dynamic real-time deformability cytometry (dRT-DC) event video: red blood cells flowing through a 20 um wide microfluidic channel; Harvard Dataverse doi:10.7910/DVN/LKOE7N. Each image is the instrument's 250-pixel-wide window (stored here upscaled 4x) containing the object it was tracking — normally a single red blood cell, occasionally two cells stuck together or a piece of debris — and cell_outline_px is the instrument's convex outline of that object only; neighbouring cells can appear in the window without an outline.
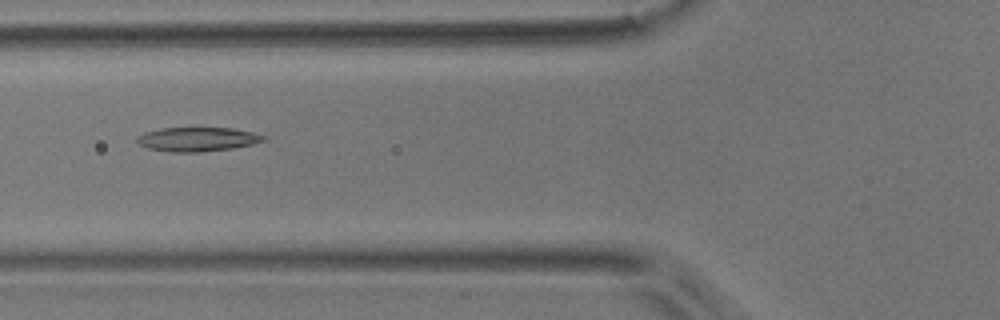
{"species": "common noctule bat (a hibernating species)", "species_latin": "Nyctalus noctula", "temperature_condition": "room temperature", "stored_images_in_passage": 7, "camera_frame_rate_fps": 3000, "um_per_image_px": 0.085, "animal": {"sex": "male", "body_mass_g": 17.9}, "frame": {"image": 1, "passage_image": 5, "time_ms": 1.333, "image_size_px": [1000, 320], "cell_outline_px": [[264, 140], [252, 144], [232, 148], [200, 152], [172, 152], [148, 148], [140, 144], [136, 140], [136, 136], [144, 132], [160, 128], [232, 128], [252, 132], [264, 136]], "centroid_in_image_um": [16.73, 11.83], "position_along_channel_um": 109.1, "area_um2": 17.63}}
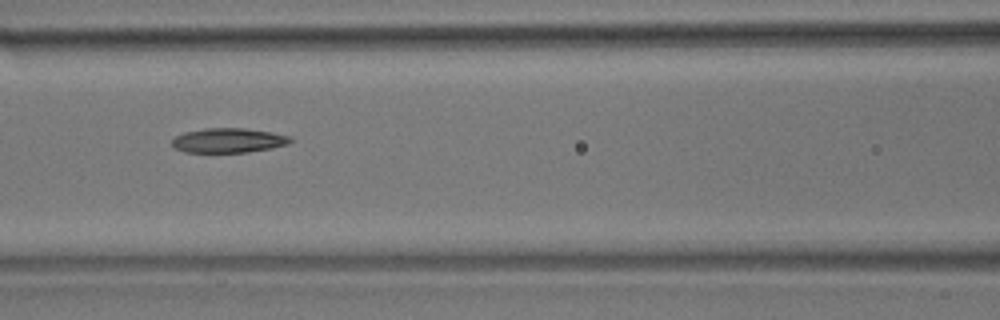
{"frame": {"image": 2, "passage_image": 6, "time_ms": 1.667, "image_size_px": [1000, 320], "cell_outline_px": [[296, 140], [288, 144], [272, 148], [248, 152], [184, 152], [172, 148], [172, 140], [176, 136], [184, 132], [204, 128], [244, 128], [272, 132], [292, 136]], "centroid_in_image_um": [19.45, 11.93], "position_along_channel_um": 147.2, "area_um2": 17.22}}
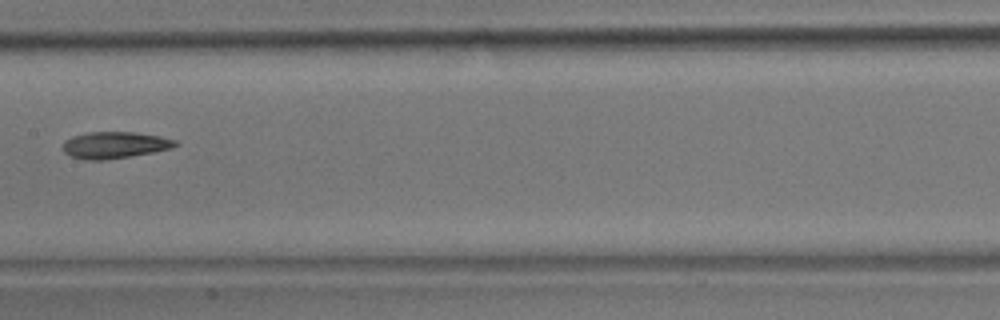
{"frame": {"image": 3, "passage_image": 7, "time_ms": 2.0, "image_size_px": [1000, 320], "cell_outline_px": [[180, 144], [172, 148], [152, 152], [104, 160], [88, 160], [72, 156], [64, 152], [64, 140], [72, 136], [88, 132], [136, 132], [160, 136], [176, 140]], "centroid_in_image_um": [9.77, 12.31], "position_along_channel_um": 197.6, "area_um2": 17.34}}